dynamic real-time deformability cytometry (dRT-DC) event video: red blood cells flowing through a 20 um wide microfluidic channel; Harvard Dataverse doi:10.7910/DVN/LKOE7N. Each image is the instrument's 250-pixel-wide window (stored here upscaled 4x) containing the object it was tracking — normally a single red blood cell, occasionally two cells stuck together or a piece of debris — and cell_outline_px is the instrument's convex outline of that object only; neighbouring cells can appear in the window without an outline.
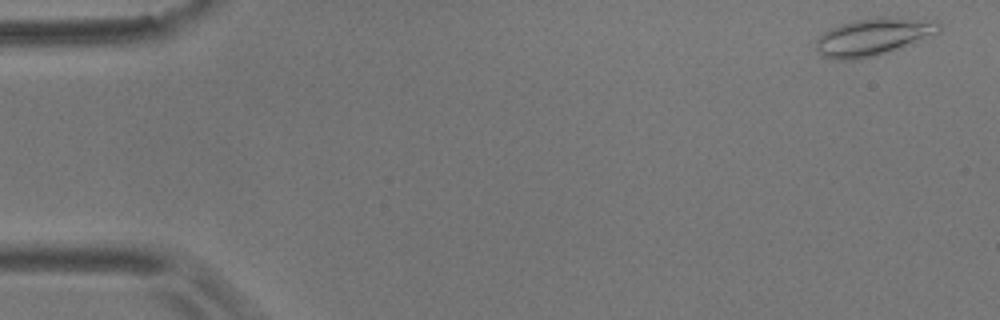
{"species": "common noctule bat (a hibernating species)", "species_latin": "Nyctalus noctula", "temperature_condition": "room temperature", "stored_images_in_passage": 5, "camera_frame_rate_fps": 3000, "um_per_image_px": 0.085, "animal": {"sex": "male", "body_mass_g": 17.9}, "frame": {"image": 1, "passage_image": 1, "time_ms": 0.0, "image_size_px": [1000, 320], "cell_outline_px": [[940, 32], [876, 56], [856, 60], [836, 60], [824, 56], [816, 48], [816, 40], [824, 32], [840, 24], [852, 20], [876, 16], [892, 16], [936, 20], [940, 24]], "centroid_in_image_um": [74.23, 3.1], "position_along_channel_um": 10.8, "area_um2": 26.88}}